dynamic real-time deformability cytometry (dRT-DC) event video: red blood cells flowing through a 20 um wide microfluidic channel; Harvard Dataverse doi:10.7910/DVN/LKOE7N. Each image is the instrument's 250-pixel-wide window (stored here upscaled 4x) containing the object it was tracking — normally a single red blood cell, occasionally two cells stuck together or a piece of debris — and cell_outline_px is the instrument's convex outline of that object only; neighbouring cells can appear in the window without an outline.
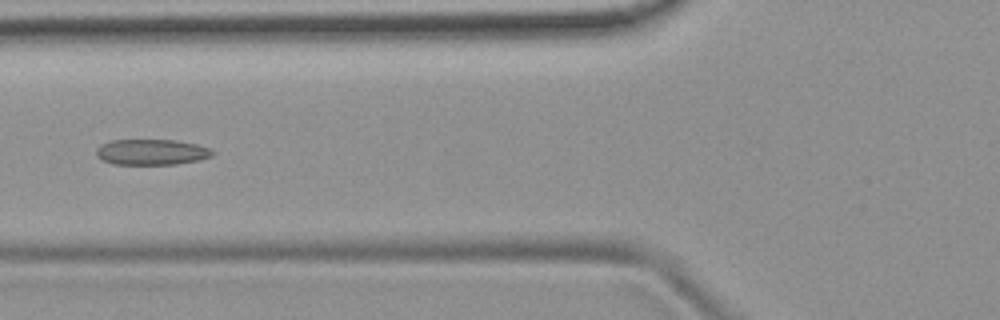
{"species": "common noctule bat (a hibernating species)", "species_latin": "Nyctalus noctula", "temperature_condition": "room temperature", "stored_images_in_passage": 7, "camera_frame_rate_fps": 3000, "um_per_image_px": 0.085, "animal": {"sex": "female", "body_mass_g": 19.9}, "frame": {"image": 1, "passage_image": 6, "time_ms": 6.0, "image_size_px": [1000, 320], "cell_outline_px": [[216, 152], [212, 156], [200, 160], [176, 164], [112, 164], [100, 160], [96, 156], [96, 148], [100, 144], [112, 140], [176, 140], [196, 144], [208, 148]], "centroid_in_image_um": [12.85, 12.93], "position_along_channel_um": 112.9, "area_um2": 17.57}}
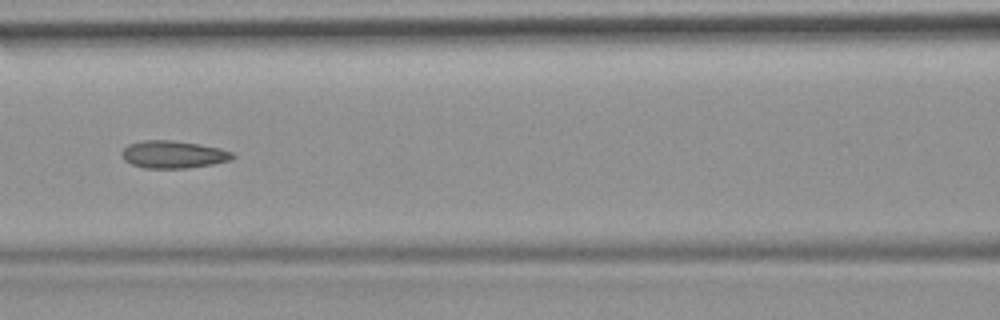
{"frame": {"image": 2, "passage_image": 7, "time_ms": 7.0, "image_size_px": [1000, 320], "cell_outline_px": [[236, 156], [232, 160], [212, 164], [188, 168], [144, 168], [132, 164], [124, 160], [120, 152], [128, 144], [144, 140], [172, 140], [200, 144], [220, 148], [232, 152]], "centroid_in_image_um": [14.74, 13.13], "position_along_channel_um": 151.9, "area_um2": 17.86}}